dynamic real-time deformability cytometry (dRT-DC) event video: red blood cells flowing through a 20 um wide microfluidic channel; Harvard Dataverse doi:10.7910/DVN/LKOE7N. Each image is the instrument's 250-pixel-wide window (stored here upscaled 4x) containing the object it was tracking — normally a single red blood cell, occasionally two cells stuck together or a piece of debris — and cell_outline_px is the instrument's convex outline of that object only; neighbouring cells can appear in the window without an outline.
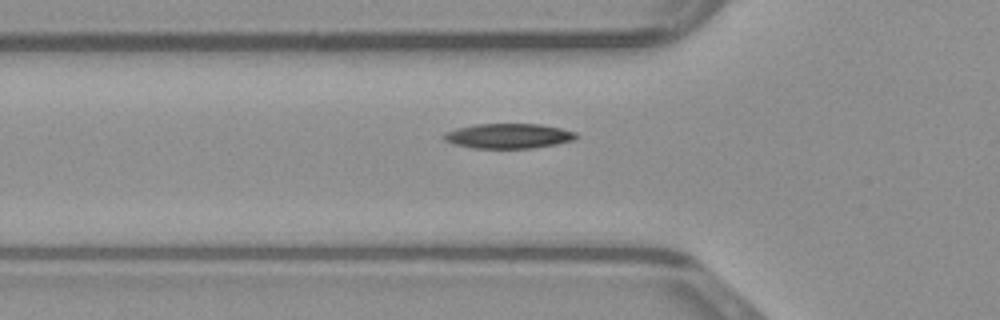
{"species": "common noctule bat (a hibernating species)", "species_latin": "Nyctalus noctula", "temperature_condition": "warm", "stored_images_in_passage": 35, "camera_frame_rate_fps": 3000, "um_per_image_px": 0.085, "animal": {"sex": "male", "body_mass_g": 23.1, "forearm_length_mm": 52.7}, "frame": {"image": 1, "passage_image": 7, "time_ms": 2.0, "image_size_px": [1000, 320], "cell_outline_px": [[580, 136], [572, 140], [556, 144], [532, 148], [476, 148], [456, 144], [444, 140], [444, 136], [448, 132], [460, 128], [476, 124], [540, 124], [560, 128], [576, 132]], "centroid_in_image_um": [43.3, 11.55], "position_along_channel_um": 82.5, "area_um2": 18.84}}
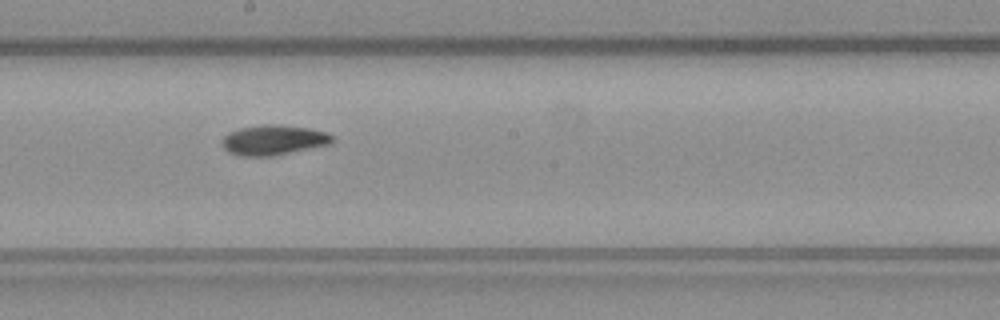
{"frame": {"image": 2, "passage_image": 17, "time_ms": 5.333, "image_size_px": [1000, 320], "cell_outline_px": [[332, 140], [328, 144], [272, 156], [240, 156], [228, 152], [224, 148], [220, 140], [228, 132], [240, 128], [264, 124], [280, 124], [308, 128], [328, 132], [332, 136]], "centroid_in_image_um": [23.19, 11.89], "position_along_channel_um": 225.0, "area_um2": 19.25}}
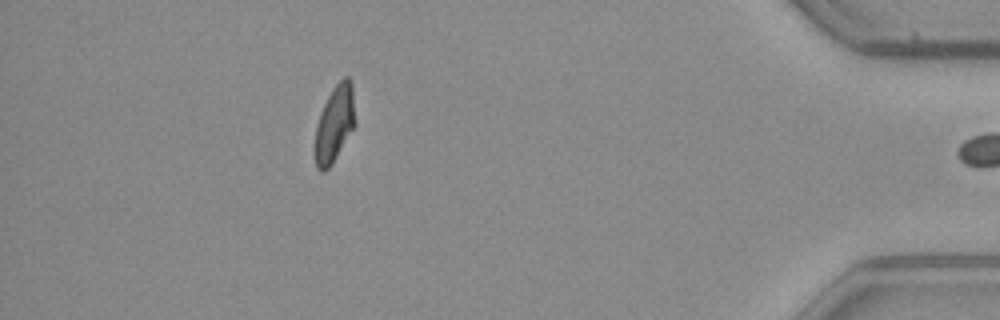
{"frame": {"image": 3, "passage_image": 34, "time_ms": 11.0, "image_size_px": [1000, 320], "cell_outline_px": [[356, 124], [332, 164], [324, 172], [320, 172], [316, 168], [312, 152], [312, 148], [316, 124], [320, 112], [332, 88], [344, 76], [348, 76], [352, 80], [356, 120]], "centroid_in_image_um": [28.41, 10.56], "position_along_channel_um": 406.8, "area_um2": 18.73}}